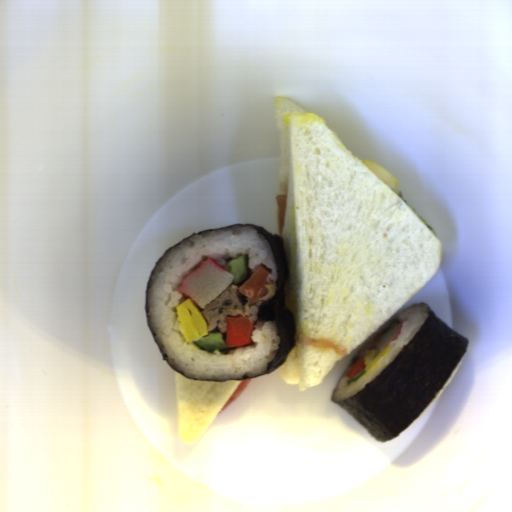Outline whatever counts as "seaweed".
I'll list each match as a JSON object with an SVG mask.
<instances>
[{"label":"seaweed","mask_w":512,"mask_h":512,"mask_svg":"<svg viewBox=\"0 0 512 512\" xmlns=\"http://www.w3.org/2000/svg\"><path fill=\"white\" fill-rule=\"evenodd\" d=\"M241 225L251 227V228H256L259 232H261L265 236L266 240L268 241V243L270 244V246L273 250V254L275 257V261H276L277 276H278L277 290H276L273 298H271L270 300L263 303L257 313V317L260 321H275V323L279 329V332L281 334V348L278 352L276 359L274 360V362L271 364V366L268 368V370L266 372V374H270L272 371H274L277 367H279L286 361L288 354L296 346V333H295L293 314H292V311L286 306L285 286H286V280H287V274H288V267H287V259H286L284 240L282 238H280L279 236L273 235L270 232H268L267 230H265L264 228L259 227L255 224H244L243 223V224L230 225V226H225V227L207 230V231H203V232H198L196 234H193L191 236H188V237L182 239L181 241H183L189 237L207 233L210 231H214V230H218V229H222V228H226V227L241 226ZM181 241L175 243L168 250H166L156 260L155 264L153 265V267L150 271V274L148 276V279H147L146 302H145V314H146L147 325L150 330L153 341H154L160 355L166 362V364L168 366H170L173 370H175L177 372V374H179V375H181V374L176 369H174L166 360L165 356L161 352V350L151 332L150 324H149V320H148L147 293H148V285H149L151 275H152L154 268L157 266V264L160 262V260L165 256V254L170 249H172L174 246H176L178 243H180ZM262 375H265V374H262ZM182 376H184V375H182ZM259 376H261V375H259ZM184 377H187V376H184ZM255 377H258V376H255ZM187 378H189V377H187ZM252 378H254V377H252ZM189 379H192V378H189ZM248 379H251V378L241 379V380H248ZM192 380H194V381H212V380H202V379H192Z\"/></svg>","instance_id":"2"},{"label":"seaweed","mask_w":512,"mask_h":512,"mask_svg":"<svg viewBox=\"0 0 512 512\" xmlns=\"http://www.w3.org/2000/svg\"><path fill=\"white\" fill-rule=\"evenodd\" d=\"M425 305L426 320L381 373L355 396L340 402L334 400L335 388L358 353L396 321L400 312L357 351L331 392V402L380 443L392 440L413 423L461 364L469 347L467 337L447 326Z\"/></svg>","instance_id":"1"}]
</instances>
